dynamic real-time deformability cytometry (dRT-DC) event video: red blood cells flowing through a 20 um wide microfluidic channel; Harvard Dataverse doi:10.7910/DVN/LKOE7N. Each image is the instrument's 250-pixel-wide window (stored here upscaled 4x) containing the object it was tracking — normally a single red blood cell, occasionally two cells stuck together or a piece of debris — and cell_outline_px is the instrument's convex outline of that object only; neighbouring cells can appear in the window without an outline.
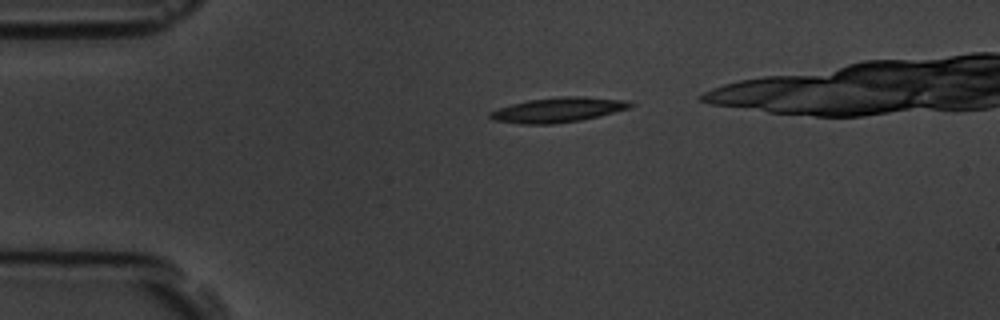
{"species": "common noctule bat (a hibernating species)", "species_latin": "Nyctalus noctula", "temperature_condition": "room temperature", "stored_images_in_passage": 3, "camera_frame_rate_fps": 3000, "um_per_image_px": 0.085, "animal": {"sex": "male", "body_mass_g": 19.5, "forearm_length_mm": 54.6}, "frame": {"image": 1, "passage_image": 1, "time_ms": 0.0, "image_size_px": [1000, 320], "cell_outline_px": [[636, 104], [632, 108], [600, 116], [580, 120], [552, 124], [520, 124], [492, 120], [488, 116], [488, 112], [512, 104], [528, 100], [560, 96], [584, 96], [628, 100]], "centroid_in_image_um": [47.49, 9.33], "position_along_channel_um": 37.5, "area_um2": 20.58}}